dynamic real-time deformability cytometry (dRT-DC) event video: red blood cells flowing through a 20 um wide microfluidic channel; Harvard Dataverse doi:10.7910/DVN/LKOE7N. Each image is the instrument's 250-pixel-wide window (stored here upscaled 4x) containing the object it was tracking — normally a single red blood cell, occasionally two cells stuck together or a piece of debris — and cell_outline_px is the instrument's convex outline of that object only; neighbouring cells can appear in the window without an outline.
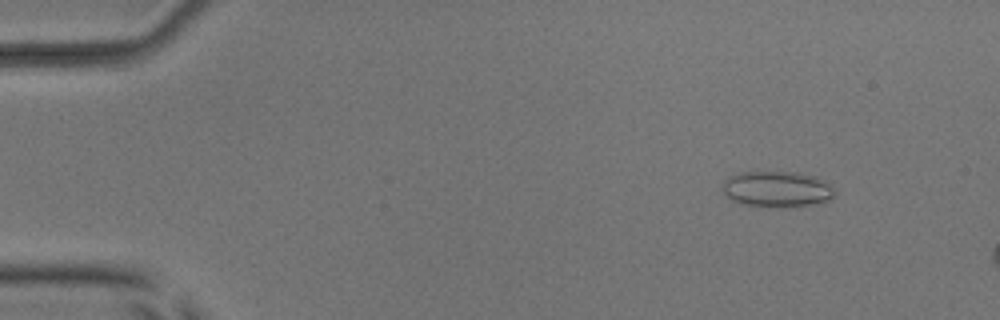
{"species": "common noctule bat (a hibernating species)", "species_latin": "Nyctalus noctula", "temperature_condition": "room temperature", "stored_images_in_passage": 12, "camera_frame_rate_fps": 3000, "um_per_image_px": 0.085, "animal": {"sex": "male", "body_mass_g": 17.9, "forearm_length_mm": 54.2}, "frame": {"image": 1, "passage_image": 6, "time_ms": 1.667, "image_size_px": [1000, 320], "cell_outline_px": [[836, 192], [828, 200], [808, 204], [780, 208], [744, 204], [732, 200], [724, 192], [724, 180], [728, 176], [740, 172], [796, 172], [812, 176], [824, 180]], "centroid_in_image_um": [66.02, 16.07], "position_along_channel_um": 19.0, "area_um2": 23.12}}